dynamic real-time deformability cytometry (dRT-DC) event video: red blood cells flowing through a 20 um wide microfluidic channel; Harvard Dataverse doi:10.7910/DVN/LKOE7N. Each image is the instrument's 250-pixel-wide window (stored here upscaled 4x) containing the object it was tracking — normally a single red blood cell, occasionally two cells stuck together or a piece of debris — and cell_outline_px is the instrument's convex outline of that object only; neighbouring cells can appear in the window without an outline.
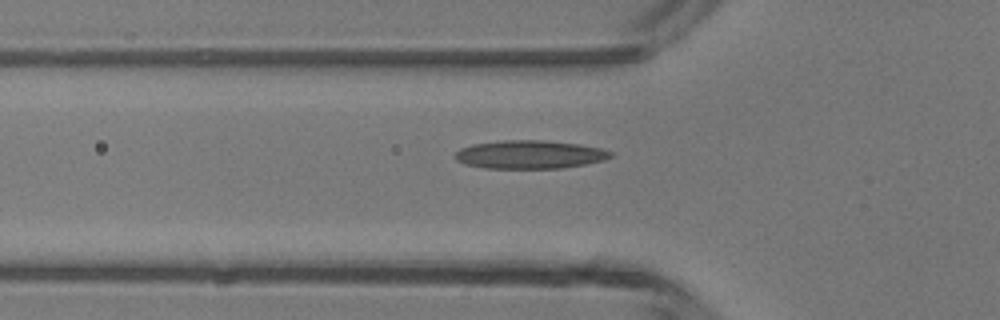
{"species": "common noctule bat (a hibernating species)", "species_latin": "Nyctalus noctula", "temperature_condition": "room temperature", "stored_images_in_passage": 35, "camera_frame_rate_fps": 3000, "um_per_image_px": 0.085, "animal": {"sex": "male", "body_mass_g": 13.3}, "frame": {"image": 1, "passage_image": 4, "time_ms": 1.0, "image_size_px": [1000, 320], "cell_outline_px": [[612, 156], [604, 160], [564, 168], [484, 168], [464, 164], [456, 160], [452, 156], [460, 148], [472, 144], [504, 140], [544, 140], [580, 144], [600, 148], [612, 152]], "centroid_in_image_um": [44.99, 13.13], "position_along_channel_um": 80.8, "area_um2": 25.78}}
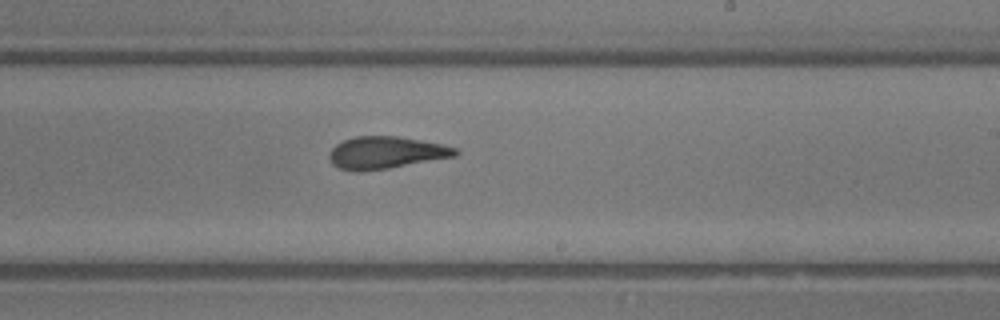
{"frame": {"image": 2, "passage_image": 16, "time_ms": 5.0, "image_size_px": [1000, 320], "cell_outline_px": [[460, 152], [456, 156], [388, 168], [360, 172], [352, 172], [340, 168], [332, 164], [328, 156], [332, 148], [336, 144], [344, 140], [356, 136], [396, 136], [420, 140], [440, 144], [456, 148]], "centroid_in_image_um": [32.77, 12.98], "position_along_channel_um": 256.2, "area_um2": 23.58}}
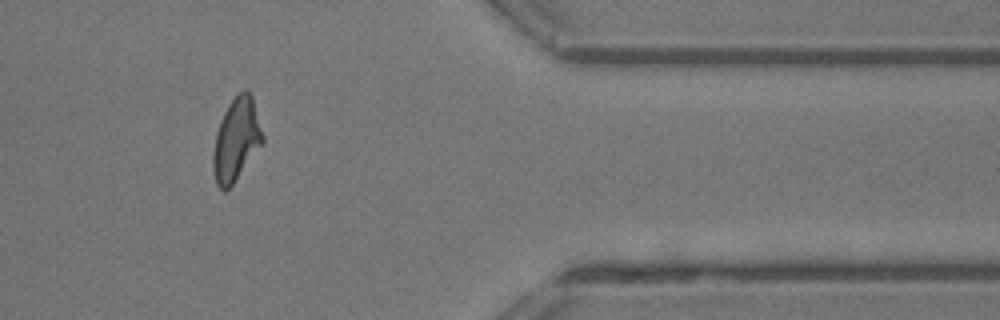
{"frame": {"image": 3, "passage_image": 27, "time_ms": 8.667, "image_size_px": [1000, 320], "cell_outline_px": [[264, 144], [232, 184], [224, 192], [216, 184], [212, 168], [212, 156], [216, 132], [220, 120], [228, 104], [244, 88], [252, 96], [264, 136]], "centroid_in_image_um": [20.09, 11.89], "position_along_channel_um": 391.3, "area_um2": 23.99}, "authors_computed_cell_mechanics": {"area_um2": 23.4668, "velocity_mm_per_s": 4.3652, "shape_relaxation_time_tau1_ms": 6.6325, "shape_relaxation_time_tau2_ms": 1.9261, "deformation_change_tau1": 0.2073, "deformation_change_tau2": 0.113}}